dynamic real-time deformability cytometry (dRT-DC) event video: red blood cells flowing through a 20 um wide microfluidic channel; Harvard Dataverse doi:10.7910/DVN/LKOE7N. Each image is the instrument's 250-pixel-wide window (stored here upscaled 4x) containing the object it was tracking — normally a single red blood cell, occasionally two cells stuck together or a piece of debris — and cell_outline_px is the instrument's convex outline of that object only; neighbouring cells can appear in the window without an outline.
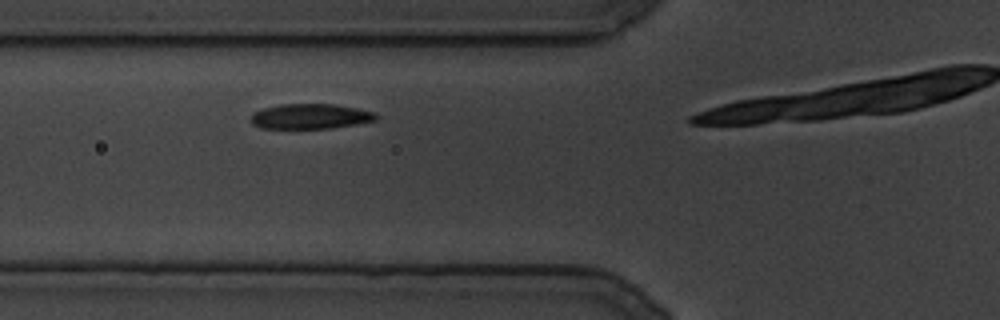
{"species": "common noctule bat (a hibernating species)", "species_latin": "Nyctalus noctula", "temperature_condition": "cold", "stored_images_in_passage": 23, "camera_frame_rate_fps": 3000, "um_per_image_px": 0.085, "animal": {"sex": "male", "body_mass_g": 19.5, "forearm_length_mm": 54.6}, "frame": {"image": 1, "passage_image": 17, "time_ms": 5.333, "image_size_px": [1000, 320], "cell_outline_px": [[380, 116], [376, 120], [356, 124], [332, 128], [260, 128], [252, 124], [252, 112], [264, 108], [280, 104], [332, 104], [356, 108], [376, 112]], "centroid_in_image_um": [26.4, 9.89], "position_along_channel_um": 99.4, "area_um2": 18.32}}